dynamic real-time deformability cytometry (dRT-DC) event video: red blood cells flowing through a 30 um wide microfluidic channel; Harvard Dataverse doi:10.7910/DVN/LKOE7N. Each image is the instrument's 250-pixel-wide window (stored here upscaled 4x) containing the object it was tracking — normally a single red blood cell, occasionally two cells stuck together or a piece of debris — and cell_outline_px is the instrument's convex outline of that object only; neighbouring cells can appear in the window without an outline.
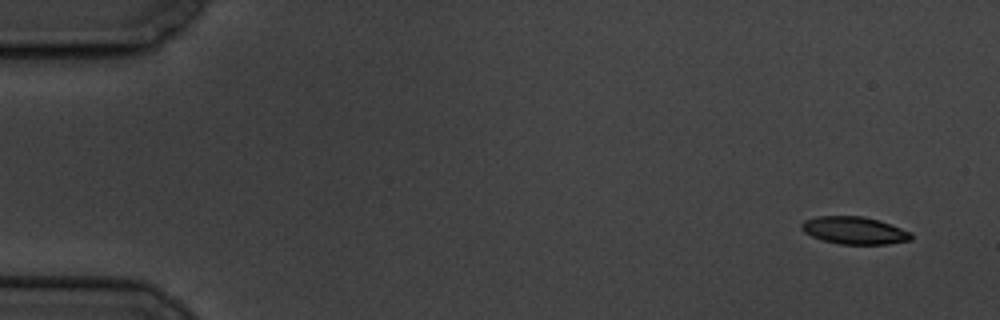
{"species": "common noctule bat (a hibernating species)", "species_latin": "Nyctalus noctula", "temperature_condition": "cold", "stored_images_in_passage": 5, "camera_frame_rate_fps": 3000, "um_per_image_px": 0.085, "animal": {"sex": "male", "body_mass_g": 19.5, "forearm_length_mm": 54.6}, "frame": {"image": 1, "passage_image": 1, "time_ms": 0.0, "image_size_px": [1000, 320], "cell_outline_px": [[912, 240], [888, 244], [840, 244], [824, 240], [812, 236], [804, 232], [800, 228], [800, 224], [804, 220], [816, 216], [864, 216], [880, 220], [912, 232]], "centroid_in_image_um": [72.63, 19.58], "position_along_channel_um": 12.4, "area_um2": 17.69}}
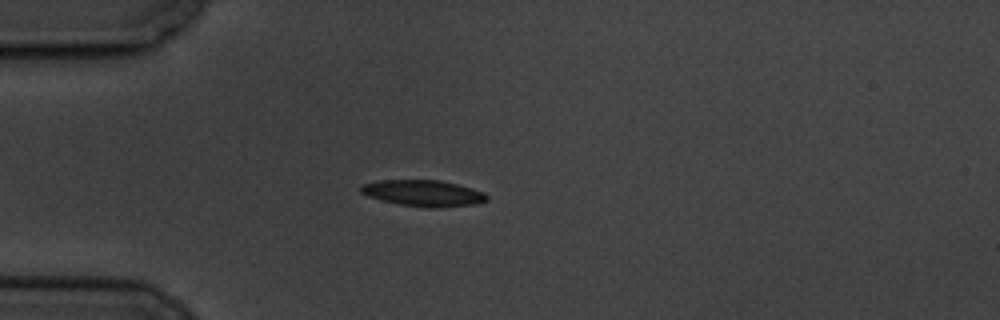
{"frame": {"image": 2, "passage_image": 5, "time_ms": 4.333, "image_size_px": [1000, 320], "cell_outline_px": [[488, 200], [476, 204], [440, 208], [424, 208], [400, 204], [380, 200], [368, 196], [360, 192], [360, 184], [380, 180], [440, 180], [472, 188], [484, 192], [488, 196]], "centroid_in_image_um": [35.98, 16.43], "position_along_channel_um": 49.0, "area_um2": 19.48}}